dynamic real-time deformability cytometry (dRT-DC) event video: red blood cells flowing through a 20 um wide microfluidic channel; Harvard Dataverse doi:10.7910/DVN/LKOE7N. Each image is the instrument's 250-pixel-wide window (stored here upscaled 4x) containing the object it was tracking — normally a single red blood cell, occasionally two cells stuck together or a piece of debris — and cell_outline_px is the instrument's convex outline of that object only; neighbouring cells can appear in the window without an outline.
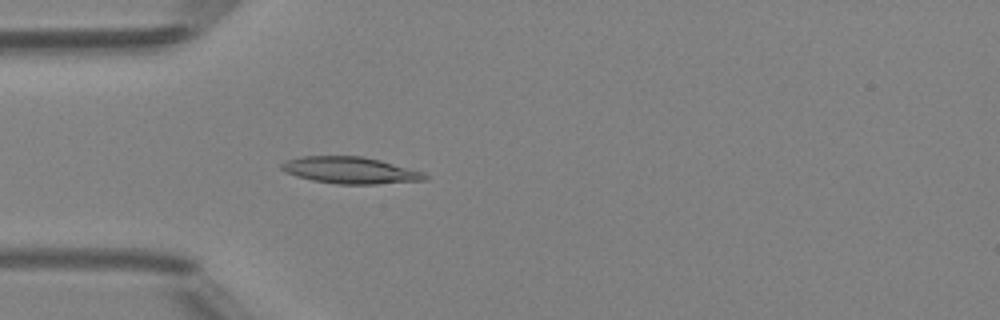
{"species": "Egyptian fruit bat (a non-hibernating species)", "species_latin": "Rousettus aegyptiacus", "temperature_condition": "room temperature", "stored_images_in_passage": 44, "camera_frame_rate_fps": 3000, "um_per_image_px": 0.085, "animal": {"sex": "female"}, "frame": {"image": 1, "passage_image": 9, "time_ms": 2.667, "image_size_px": [1000, 320], "cell_outline_px": [[428, 180], [376, 184], [336, 184], [312, 180], [296, 176], [284, 172], [280, 168], [280, 164], [284, 160], [300, 156], [364, 156], [380, 160], [424, 172], [428, 176]], "centroid_in_image_um": [29.74, 14.47], "position_along_channel_um": 55.3, "area_um2": 22.54}}
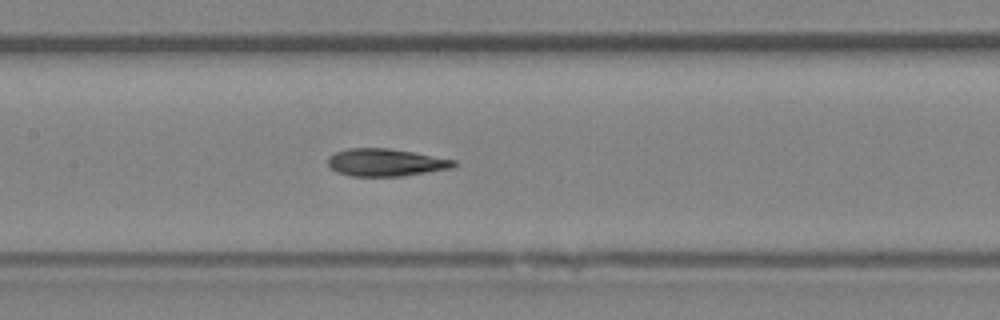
{"frame": {"image": 2, "passage_image": 18, "time_ms": 5.667, "image_size_px": [1000, 320], "cell_outline_px": [[456, 164], [452, 168], [400, 176], [352, 176], [336, 172], [328, 164], [328, 156], [336, 152], [348, 148], [388, 148], [412, 152], [456, 160]], "centroid_in_image_um": [32.76, 13.8], "position_along_channel_um": 174.6, "area_um2": 20.0}}
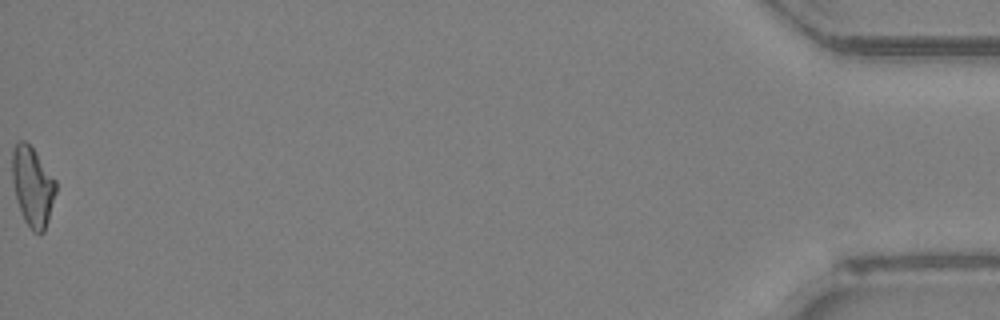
{"frame": {"image": 3, "passage_image": 44, "time_ms": 14.333, "image_size_px": [1000, 320], "cell_outline_px": [[56, 192], [48, 220], [44, 232], [32, 232], [24, 220], [16, 200], [12, 180], [12, 148], [20, 140], [24, 140], [36, 152], [56, 180]], "centroid_in_image_um": [2.76, 15.84], "position_along_channel_um": 432.4, "area_um2": 20.23}, "authors_computed_cell_mechanics": {"area_um2": 20.4034, "velocity_mm_per_s": 4.1757, "shape_relaxation_time_tau1_ms": 6.5773, "shape_relaxation_time_tau2_ms": 2.5473, "deformation_change_tau1": 0.2048, "deformation_change_tau2": 0.0946}}